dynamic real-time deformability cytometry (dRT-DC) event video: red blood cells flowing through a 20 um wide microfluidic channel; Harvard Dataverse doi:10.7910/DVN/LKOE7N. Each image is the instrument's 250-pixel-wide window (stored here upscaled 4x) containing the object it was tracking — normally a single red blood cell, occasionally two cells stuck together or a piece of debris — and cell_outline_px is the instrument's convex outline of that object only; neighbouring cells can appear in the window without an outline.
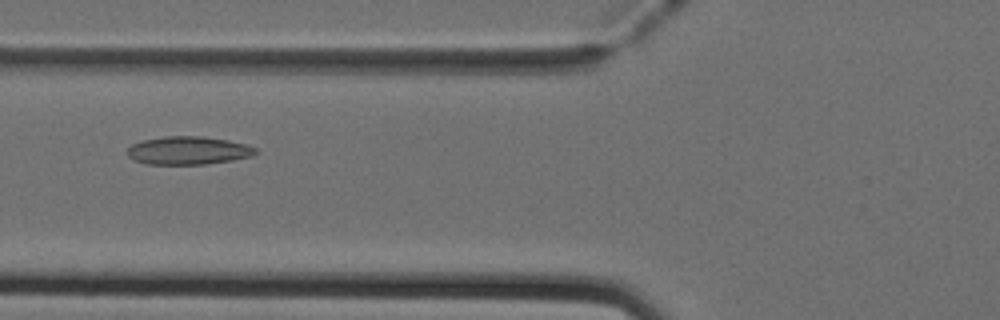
{"species": "Egyptian fruit bat (a non-hibernating species)", "species_latin": "Rousettus aegyptiacus", "temperature_condition": "cold", "stored_images_in_passage": 46, "camera_frame_rate_fps": 3000, "um_per_image_px": 0.085, "animal": {"sex": "female"}, "frame": {"image": 1, "passage_image": 15, "time_ms": 4.667, "image_size_px": [1000, 320], "cell_outline_px": [[260, 152], [252, 156], [232, 160], [204, 164], [148, 164], [136, 160], [128, 156], [128, 148], [132, 144], [140, 140], [164, 136], [200, 136], [228, 140], [248, 144], [256, 148]], "centroid_in_image_um": [16.03, 12.78], "position_along_channel_um": 109.8, "area_um2": 21.1}}
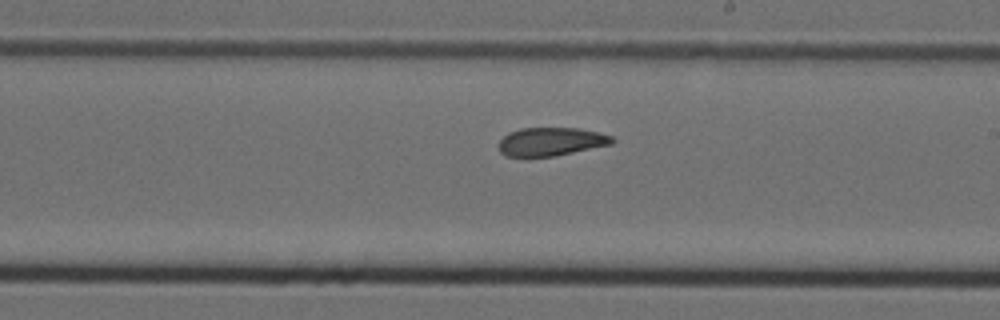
{"frame": {"image": 2, "passage_image": 25, "time_ms": 8.0, "image_size_px": [1000, 320], "cell_outline_px": [[616, 140], [612, 144], [556, 156], [504, 156], [500, 152], [496, 144], [508, 132], [520, 128], [580, 128], [612, 136]], "centroid_in_image_um": [46.81, 12.04], "position_along_channel_um": 242.2, "area_um2": 18.9}}
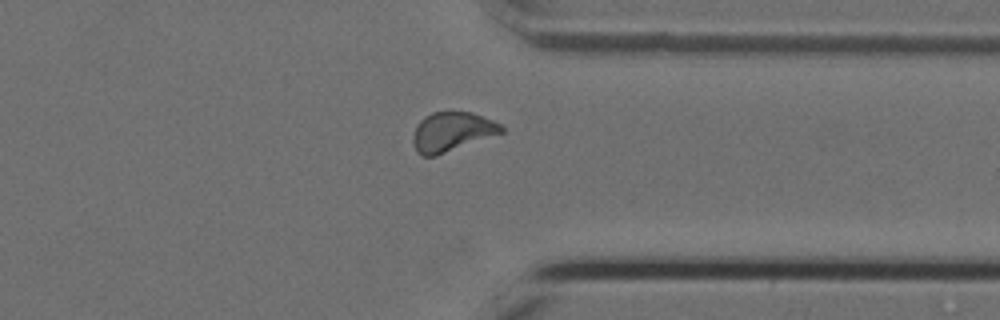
{"frame": {"image": 3, "passage_image": 35, "time_ms": 11.333, "image_size_px": [1000, 320], "cell_outline_px": [[504, 132], [436, 156], [420, 156], [416, 152], [412, 140], [412, 136], [416, 124], [424, 116], [432, 112], [452, 108], [472, 112], [492, 120], [500, 124], [504, 128]], "centroid_in_image_um": [38.37, 11.16], "position_along_channel_um": 373.0, "area_um2": 20.92}, "authors_computed_cell_mechanics": {"area_um2": 19.8832, "velocity_mm_per_s": 3.9759, "shape_relaxation_time_tau1_ms": null, "shape_relaxation_time_tau2_ms": 4.752, "deformation_change_tau1": null, "deformation_change_tau2": 0.0947}}